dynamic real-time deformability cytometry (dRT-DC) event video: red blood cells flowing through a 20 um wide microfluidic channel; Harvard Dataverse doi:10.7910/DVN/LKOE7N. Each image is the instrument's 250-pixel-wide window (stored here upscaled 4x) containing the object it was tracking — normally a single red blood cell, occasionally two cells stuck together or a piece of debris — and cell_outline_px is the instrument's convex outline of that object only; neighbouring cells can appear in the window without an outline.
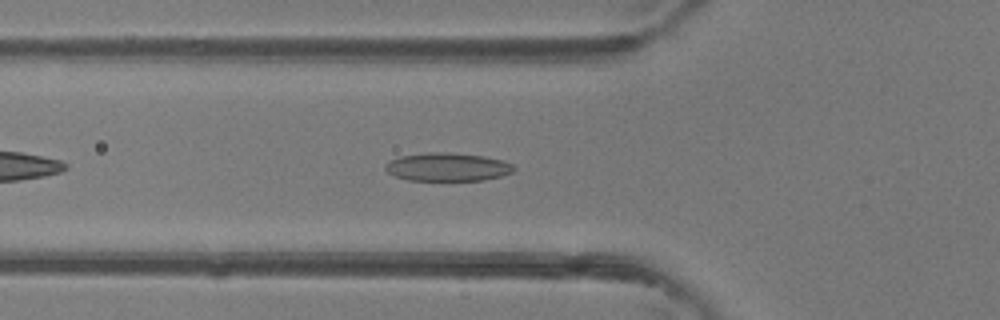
{"species": "common noctule bat (a hibernating species)", "species_latin": "Nyctalus noctula", "temperature_condition": "room temperature", "stored_images_in_passage": 36, "camera_frame_rate_fps": 3000, "um_per_image_px": 0.085, "animal": {"sex": "female"}, "frame": {"image": 1, "passage_image": 6, "time_ms": 1.667, "image_size_px": [1000, 320], "cell_outline_px": [[516, 168], [512, 172], [500, 176], [484, 180], [408, 180], [396, 176], [388, 172], [384, 168], [384, 164], [400, 156], [428, 152], [440, 152], [484, 156], [504, 160], [512, 164]], "centroid_in_image_um": [38.05, 14.19], "position_along_channel_um": 87.8, "area_um2": 21.04}}
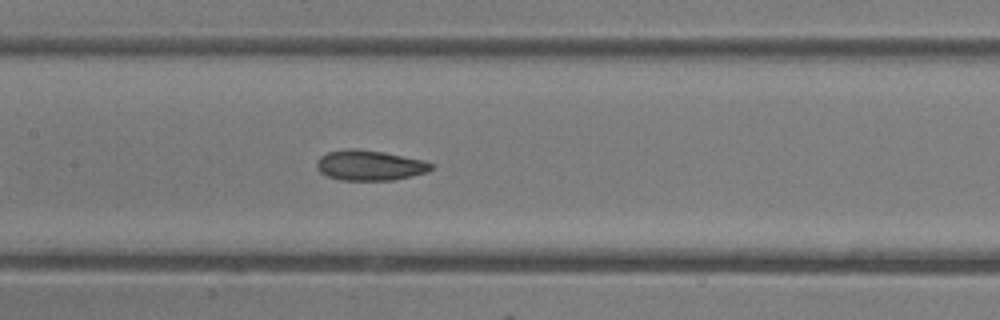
{"frame": {"image": 2, "passage_image": 12, "time_ms": 3.667, "image_size_px": [1000, 320], "cell_outline_px": [[432, 168], [428, 172], [412, 176], [392, 180], [340, 180], [328, 176], [320, 172], [316, 168], [316, 160], [320, 156], [328, 152], [344, 148], [356, 148], [384, 152], [424, 160], [432, 164]], "centroid_in_image_um": [31.39, 14.04], "position_along_channel_um": 176.0, "area_um2": 20.35}}
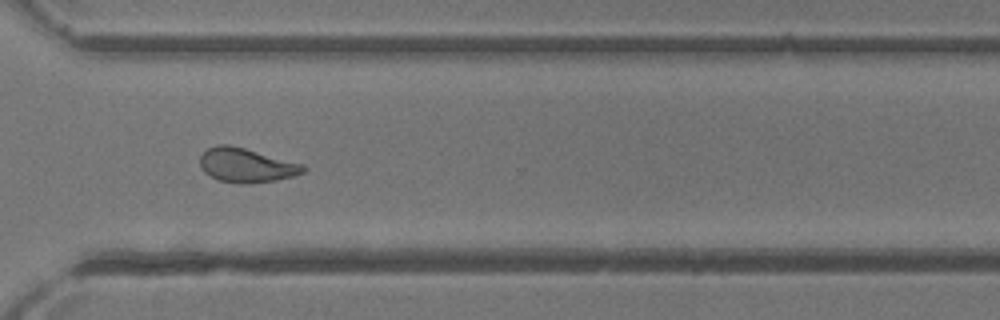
{"frame": {"image": 3, "passage_image": 24, "time_ms": 7.667, "image_size_px": [1000, 320], "cell_outline_px": [[308, 168], [304, 172], [292, 176], [276, 180], [244, 184], [240, 184], [220, 180], [204, 172], [200, 168], [200, 156], [208, 148], [216, 144], [228, 144], [244, 148], [304, 164]], "centroid_in_image_um": [20.94, 14.04], "position_along_channel_um": 349.7, "area_um2": 20.52}, "authors_computed_cell_mechanics": {"area_um2": 20.7213, "velocity_mm_per_s": 4.3568, "shape_relaxation_time_tau1_ms": 4.7586, "shape_relaxation_time_tau2_ms": 1.7606, "deformation_change_tau1": 0.1459, "deformation_change_tau2": 0.0771}}